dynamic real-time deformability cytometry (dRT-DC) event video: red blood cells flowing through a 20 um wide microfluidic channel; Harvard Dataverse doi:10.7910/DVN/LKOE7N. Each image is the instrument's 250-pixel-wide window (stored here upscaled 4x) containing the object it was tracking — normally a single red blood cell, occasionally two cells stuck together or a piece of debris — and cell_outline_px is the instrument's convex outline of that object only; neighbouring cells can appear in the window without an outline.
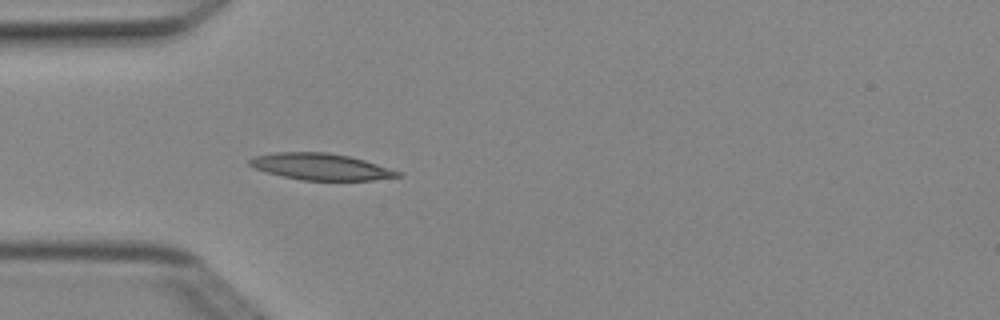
{"species": "Egyptian fruit bat (a non-hibernating species)", "species_latin": "Rousettus aegyptiacus", "temperature_condition": "cold", "stored_images_in_passage": 4, "camera_frame_rate_fps": 3000, "um_per_image_px": 0.085, "animal": {"sex": "female"}, "frame": {"image": 1, "passage_image": 4, "time_ms": 1.0, "image_size_px": [1000, 320], "cell_outline_px": [[404, 176], [372, 180], [300, 180], [268, 172], [256, 168], [248, 164], [248, 160], [256, 156], [276, 152], [328, 152], [348, 156], [364, 160], [400, 172]], "centroid_in_image_um": [27.28, 14.17], "position_along_channel_um": 57.7, "area_um2": 22.6}}